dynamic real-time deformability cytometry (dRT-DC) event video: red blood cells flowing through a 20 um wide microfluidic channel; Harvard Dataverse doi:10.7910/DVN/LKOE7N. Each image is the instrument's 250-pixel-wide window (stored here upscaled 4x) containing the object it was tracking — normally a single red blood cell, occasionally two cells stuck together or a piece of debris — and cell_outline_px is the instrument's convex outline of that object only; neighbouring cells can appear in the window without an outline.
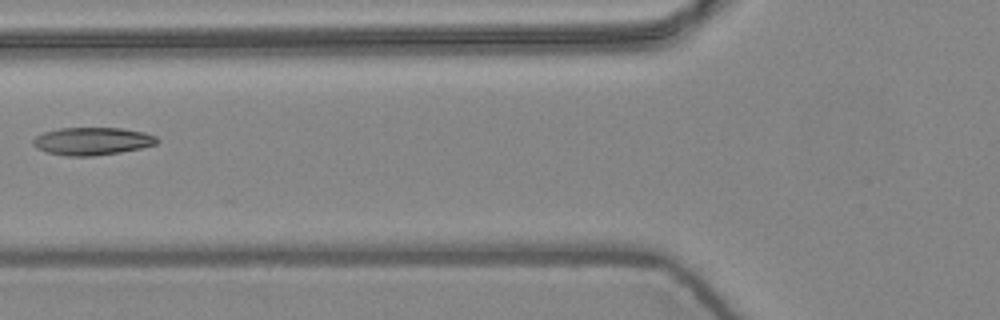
{"species": "common noctule bat (a hibernating species)", "species_latin": "Nyctalus noctula", "temperature_condition": "warm", "stored_images_in_passage": 9, "camera_frame_rate_fps": 3000, "um_per_image_px": 0.085, "animal": {"sex": "female", "body_mass_g": 24.6, "forearm_length_mm": 56.2}, "frame": {"image": 1, "passage_image": 6, "time_ms": 1.667, "image_size_px": [1000, 320], "cell_outline_px": [[160, 140], [156, 144], [140, 148], [120, 152], [92, 156], [68, 156], [48, 152], [36, 148], [32, 144], [32, 140], [36, 136], [44, 132], [60, 128], [120, 128], [144, 132], [156, 136]], "centroid_in_image_um": [7.84, 11.99], "position_along_channel_um": 118.0, "area_um2": 19.94}}
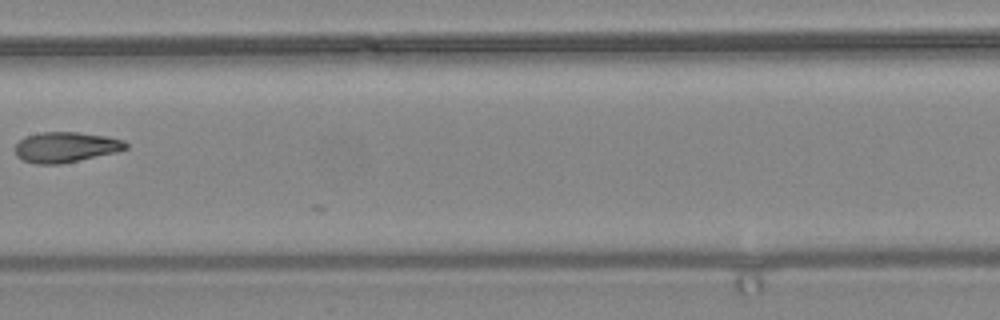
{"frame": {"image": 2, "passage_image": 8, "time_ms": 2.333, "image_size_px": [1000, 320], "cell_outline_px": [[128, 148], [116, 152], [60, 164], [36, 164], [24, 160], [16, 156], [16, 144], [24, 136], [40, 132], [76, 132], [108, 136], [124, 140], [128, 144]], "centroid_in_image_um": [5.6, 12.5], "position_along_channel_um": 201.8, "area_um2": 19.59}}
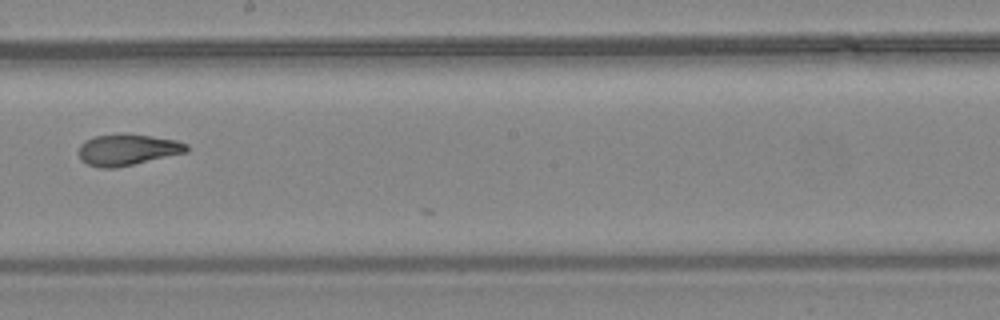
{"frame": {"image": 3, "passage_image": 9, "time_ms": 2.667, "image_size_px": [1000, 320], "cell_outline_px": [[188, 152], [116, 168], [100, 168], [88, 164], [80, 160], [80, 144], [84, 140], [96, 136], [124, 132], [176, 140], [188, 144]], "centroid_in_image_um": [10.84, 12.71], "position_along_channel_um": 237.4, "area_um2": 19.83}}